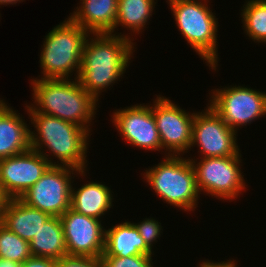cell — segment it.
<instances>
[{
	"label": "cell",
	"instance_id": "cell-10",
	"mask_svg": "<svg viewBox=\"0 0 266 267\" xmlns=\"http://www.w3.org/2000/svg\"><path fill=\"white\" fill-rule=\"evenodd\" d=\"M166 96L156 95L152 111L164 156H183L190 151L195 111L186 110Z\"/></svg>",
	"mask_w": 266,
	"mask_h": 267
},
{
	"label": "cell",
	"instance_id": "cell-22",
	"mask_svg": "<svg viewBox=\"0 0 266 267\" xmlns=\"http://www.w3.org/2000/svg\"><path fill=\"white\" fill-rule=\"evenodd\" d=\"M242 7L240 17L246 37L266 44V0H245Z\"/></svg>",
	"mask_w": 266,
	"mask_h": 267
},
{
	"label": "cell",
	"instance_id": "cell-25",
	"mask_svg": "<svg viewBox=\"0 0 266 267\" xmlns=\"http://www.w3.org/2000/svg\"><path fill=\"white\" fill-rule=\"evenodd\" d=\"M132 223L135 225L138 233L144 239L146 245L153 251V247L158 242V239L160 240V237L163 233V227L161 223L153 217H146L138 223Z\"/></svg>",
	"mask_w": 266,
	"mask_h": 267
},
{
	"label": "cell",
	"instance_id": "cell-12",
	"mask_svg": "<svg viewBox=\"0 0 266 267\" xmlns=\"http://www.w3.org/2000/svg\"><path fill=\"white\" fill-rule=\"evenodd\" d=\"M111 115V121L121 138L132 147L145 151L162 153V145L152 104L142 103L116 109Z\"/></svg>",
	"mask_w": 266,
	"mask_h": 267
},
{
	"label": "cell",
	"instance_id": "cell-27",
	"mask_svg": "<svg viewBox=\"0 0 266 267\" xmlns=\"http://www.w3.org/2000/svg\"><path fill=\"white\" fill-rule=\"evenodd\" d=\"M21 267H56V260L48 257L32 256L26 259Z\"/></svg>",
	"mask_w": 266,
	"mask_h": 267
},
{
	"label": "cell",
	"instance_id": "cell-31",
	"mask_svg": "<svg viewBox=\"0 0 266 267\" xmlns=\"http://www.w3.org/2000/svg\"><path fill=\"white\" fill-rule=\"evenodd\" d=\"M23 1H25V0H0V6L2 7V5H3V7L4 6H7V5H15V4H17V3H22Z\"/></svg>",
	"mask_w": 266,
	"mask_h": 267
},
{
	"label": "cell",
	"instance_id": "cell-8",
	"mask_svg": "<svg viewBox=\"0 0 266 267\" xmlns=\"http://www.w3.org/2000/svg\"><path fill=\"white\" fill-rule=\"evenodd\" d=\"M209 92L208 105L237 133L246 125H251V122L266 116V91L235 84Z\"/></svg>",
	"mask_w": 266,
	"mask_h": 267
},
{
	"label": "cell",
	"instance_id": "cell-21",
	"mask_svg": "<svg viewBox=\"0 0 266 267\" xmlns=\"http://www.w3.org/2000/svg\"><path fill=\"white\" fill-rule=\"evenodd\" d=\"M31 253L36 257L55 260L67 255L63 227L58 216H51L29 241Z\"/></svg>",
	"mask_w": 266,
	"mask_h": 267
},
{
	"label": "cell",
	"instance_id": "cell-24",
	"mask_svg": "<svg viewBox=\"0 0 266 267\" xmlns=\"http://www.w3.org/2000/svg\"><path fill=\"white\" fill-rule=\"evenodd\" d=\"M154 255H133L127 257L101 256L103 267H153Z\"/></svg>",
	"mask_w": 266,
	"mask_h": 267
},
{
	"label": "cell",
	"instance_id": "cell-30",
	"mask_svg": "<svg viewBox=\"0 0 266 267\" xmlns=\"http://www.w3.org/2000/svg\"><path fill=\"white\" fill-rule=\"evenodd\" d=\"M7 200H8V198L3 193L1 185H0V218H1L2 210L4 209V206L7 202Z\"/></svg>",
	"mask_w": 266,
	"mask_h": 267
},
{
	"label": "cell",
	"instance_id": "cell-5",
	"mask_svg": "<svg viewBox=\"0 0 266 267\" xmlns=\"http://www.w3.org/2000/svg\"><path fill=\"white\" fill-rule=\"evenodd\" d=\"M210 0H176L169 3L178 31L209 70L218 68V18L212 12ZM209 6V7H208Z\"/></svg>",
	"mask_w": 266,
	"mask_h": 267
},
{
	"label": "cell",
	"instance_id": "cell-32",
	"mask_svg": "<svg viewBox=\"0 0 266 267\" xmlns=\"http://www.w3.org/2000/svg\"><path fill=\"white\" fill-rule=\"evenodd\" d=\"M173 1H176V0H167L166 3L169 4L170 2H173Z\"/></svg>",
	"mask_w": 266,
	"mask_h": 267
},
{
	"label": "cell",
	"instance_id": "cell-7",
	"mask_svg": "<svg viewBox=\"0 0 266 267\" xmlns=\"http://www.w3.org/2000/svg\"><path fill=\"white\" fill-rule=\"evenodd\" d=\"M188 158L194 167L200 194L232 202L243 195L242 191H247V180L241 170L244 162L240 152L229 157Z\"/></svg>",
	"mask_w": 266,
	"mask_h": 267
},
{
	"label": "cell",
	"instance_id": "cell-28",
	"mask_svg": "<svg viewBox=\"0 0 266 267\" xmlns=\"http://www.w3.org/2000/svg\"><path fill=\"white\" fill-rule=\"evenodd\" d=\"M197 267H238V263L236 260H232V259H227V260H223V261H211L209 259H205V260H200V262L197 264Z\"/></svg>",
	"mask_w": 266,
	"mask_h": 267
},
{
	"label": "cell",
	"instance_id": "cell-23",
	"mask_svg": "<svg viewBox=\"0 0 266 267\" xmlns=\"http://www.w3.org/2000/svg\"><path fill=\"white\" fill-rule=\"evenodd\" d=\"M32 256L29 242L10 231L0 222V258L22 264Z\"/></svg>",
	"mask_w": 266,
	"mask_h": 267
},
{
	"label": "cell",
	"instance_id": "cell-15",
	"mask_svg": "<svg viewBox=\"0 0 266 267\" xmlns=\"http://www.w3.org/2000/svg\"><path fill=\"white\" fill-rule=\"evenodd\" d=\"M25 117L0 98V159L31 148L30 127Z\"/></svg>",
	"mask_w": 266,
	"mask_h": 267
},
{
	"label": "cell",
	"instance_id": "cell-1",
	"mask_svg": "<svg viewBox=\"0 0 266 267\" xmlns=\"http://www.w3.org/2000/svg\"><path fill=\"white\" fill-rule=\"evenodd\" d=\"M90 35L84 45L77 79L83 89L99 101L102 92L111 86L113 88L124 77L137 48L136 42L125 36L110 33Z\"/></svg>",
	"mask_w": 266,
	"mask_h": 267
},
{
	"label": "cell",
	"instance_id": "cell-3",
	"mask_svg": "<svg viewBox=\"0 0 266 267\" xmlns=\"http://www.w3.org/2000/svg\"><path fill=\"white\" fill-rule=\"evenodd\" d=\"M32 103H26L28 112H39L72 122L89 133L96 119L99 102L78 82V79H34ZM34 103V104H33Z\"/></svg>",
	"mask_w": 266,
	"mask_h": 267
},
{
	"label": "cell",
	"instance_id": "cell-9",
	"mask_svg": "<svg viewBox=\"0 0 266 267\" xmlns=\"http://www.w3.org/2000/svg\"><path fill=\"white\" fill-rule=\"evenodd\" d=\"M87 171H79L70 166L50 165L19 199L50 216L60 217L70 209L71 186L75 175L85 177Z\"/></svg>",
	"mask_w": 266,
	"mask_h": 267
},
{
	"label": "cell",
	"instance_id": "cell-2",
	"mask_svg": "<svg viewBox=\"0 0 266 267\" xmlns=\"http://www.w3.org/2000/svg\"><path fill=\"white\" fill-rule=\"evenodd\" d=\"M25 110L29 116V124L33 125L30 127L35 129L30 128L32 149L42 154L51 165L70 166L79 171L88 170L87 151L92 133L54 116L28 112L26 104Z\"/></svg>",
	"mask_w": 266,
	"mask_h": 267
},
{
	"label": "cell",
	"instance_id": "cell-17",
	"mask_svg": "<svg viewBox=\"0 0 266 267\" xmlns=\"http://www.w3.org/2000/svg\"><path fill=\"white\" fill-rule=\"evenodd\" d=\"M87 182L77 188L73 186L75 185L73 180L70 208L85 216L102 221V217L114 206L113 189L111 190L110 187L100 181Z\"/></svg>",
	"mask_w": 266,
	"mask_h": 267
},
{
	"label": "cell",
	"instance_id": "cell-16",
	"mask_svg": "<svg viewBox=\"0 0 266 267\" xmlns=\"http://www.w3.org/2000/svg\"><path fill=\"white\" fill-rule=\"evenodd\" d=\"M68 18L90 34L110 33L117 18L118 0H80Z\"/></svg>",
	"mask_w": 266,
	"mask_h": 267
},
{
	"label": "cell",
	"instance_id": "cell-4",
	"mask_svg": "<svg viewBox=\"0 0 266 267\" xmlns=\"http://www.w3.org/2000/svg\"><path fill=\"white\" fill-rule=\"evenodd\" d=\"M90 33L69 18L50 30L40 50L41 75L35 79L78 78L82 52ZM41 76V78H40Z\"/></svg>",
	"mask_w": 266,
	"mask_h": 267
},
{
	"label": "cell",
	"instance_id": "cell-29",
	"mask_svg": "<svg viewBox=\"0 0 266 267\" xmlns=\"http://www.w3.org/2000/svg\"><path fill=\"white\" fill-rule=\"evenodd\" d=\"M0 267H21V264L15 261L0 258Z\"/></svg>",
	"mask_w": 266,
	"mask_h": 267
},
{
	"label": "cell",
	"instance_id": "cell-11",
	"mask_svg": "<svg viewBox=\"0 0 266 267\" xmlns=\"http://www.w3.org/2000/svg\"><path fill=\"white\" fill-rule=\"evenodd\" d=\"M206 108V109H205ZM204 110H195L190 151L198 147L200 158L236 156L240 151L237 132L207 104Z\"/></svg>",
	"mask_w": 266,
	"mask_h": 267
},
{
	"label": "cell",
	"instance_id": "cell-26",
	"mask_svg": "<svg viewBox=\"0 0 266 267\" xmlns=\"http://www.w3.org/2000/svg\"><path fill=\"white\" fill-rule=\"evenodd\" d=\"M56 267H103L101 257L65 255L56 260Z\"/></svg>",
	"mask_w": 266,
	"mask_h": 267
},
{
	"label": "cell",
	"instance_id": "cell-13",
	"mask_svg": "<svg viewBox=\"0 0 266 267\" xmlns=\"http://www.w3.org/2000/svg\"><path fill=\"white\" fill-rule=\"evenodd\" d=\"M51 164L32 148L0 159V185L8 199L20 198L33 186Z\"/></svg>",
	"mask_w": 266,
	"mask_h": 267
},
{
	"label": "cell",
	"instance_id": "cell-19",
	"mask_svg": "<svg viewBox=\"0 0 266 267\" xmlns=\"http://www.w3.org/2000/svg\"><path fill=\"white\" fill-rule=\"evenodd\" d=\"M153 255L131 221L112 225L105 230V245L102 256L127 257L133 255Z\"/></svg>",
	"mask_w": 266,
	"mask_h": 267
},
{
	"label": "cell",
	"instance_id": "cell-18",
	"mask_svg": "<svg viewBox=\"0 0 266 267\" xmlns=\"http://www.w3.org/2000/svg\"><path fill=\"white\" fill-rule=\"evenodd\" d=\"M50 217L48 213L33 208L17 198L7 200L0 222L29 242Z\"/></svg>",
	"mask_w": 266,
	"mask_h": 267
},
{
	"label": "cell",
	"instance_id": "cell-20",
	"mask_svg": "<svg viewBox=\"0 0 266 267\" xmlns=\"http://www.w3.org/2000/svg\"><path fill=\"white\" fill-rule=\"evenodd\" d=\"M156 3L157 0H118L117 18L113 28V35L125 36L135 41L134 37L136 34H141L148 25L150 17L153 15L152 13L155 12ZM120 26V29L130 30L128 31L130 33H119L117 30Z\"/></svg>",
	"mask_w": 266,
	"mask_h": 267
},
{
	"label": "cell",
	"instance_id": "cell-14",
	"mask_svg": "<svg viewBox=\"0 0 266 267\" xmlns=\"http://www.w3.org/2000/svg\"><path fill=\"white\" fill-rule=\"evenodd\" d=\"M67 255L101 257L104 252L105 230L101 220L68 209L60 217Z\"/></svg>",
	"mask_w": 266,
	"mask_h": 267
},
{
	"label": "cell",
	"instance_id": "cell-6",
	"mask_svg": "<svg viewBox=\"0 0 266 267\" xmlns=\"http://www.w3.org/2000/svg\"><path fill=\"white\" fill-rule=\"evenodd\" d=\"M141 175L164 203L190 214L198 207L200 192L194 167L187 155H167L158 164L146 168Z\"/></svg>",
	"mask_w": 266,
	"mask_h": 267
}]
</instances>
